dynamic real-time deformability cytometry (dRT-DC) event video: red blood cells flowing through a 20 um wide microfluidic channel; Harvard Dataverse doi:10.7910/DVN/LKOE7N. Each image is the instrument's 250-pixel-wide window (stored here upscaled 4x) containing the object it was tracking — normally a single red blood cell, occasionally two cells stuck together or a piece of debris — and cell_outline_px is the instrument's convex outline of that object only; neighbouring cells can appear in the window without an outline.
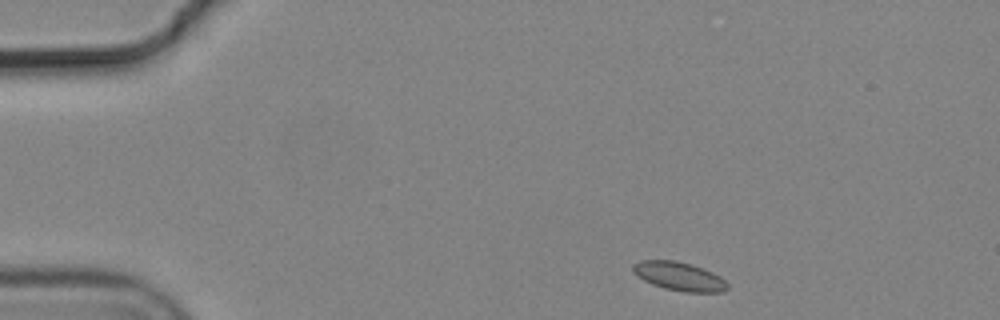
{"species": "common noctule bat (a hibernating species)", "species_latin": "Nyctalus noctula", "temperature_condition": "cold", "stored_images_in_passage": 4, "camera_frame_rate_fps": 3000, "um_per_image_px": 0.085, "animal": {"sex": "male", "body_mass_g": 19.2, "forearm_length_mm": 51.8}, "frame": {"image": 1, "passage_image": 1, "time_ms": 0.0, "image_size_px": [1000, 320], "cell_outline_px": [[728, 288], [724, 292], [684, 292], [664, 288], [652, 284], [636, 276], [632, 272], [632, 264], [640, 260], [676, 260], [712, 272], [720, 276], [728, 284]], "centroid_in_image_um": [57.69, 23.49], "position_along_channel_um": 27.3, "area_um2": 15.78}}
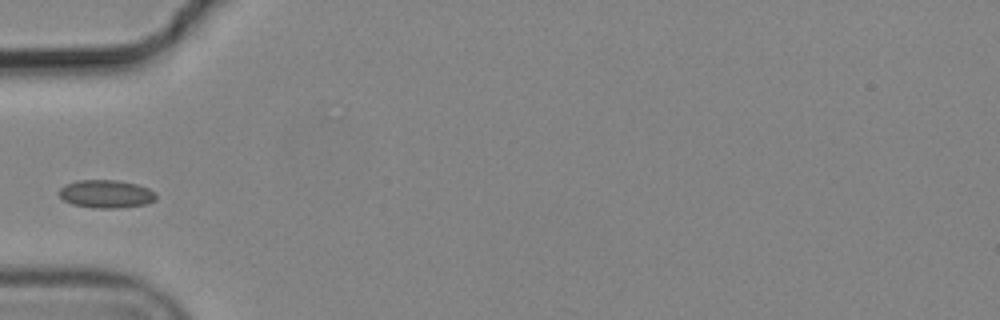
{"frame": {"image": 2, "passage_image": 4, "time_ms": 1.0, "image_size_px": [1000, 320], "cell_outline_px": [[156, 200], [148, 204], [120, 208], [92, 208], [72, 204], [64, 200], [56, 192], [64, 184], [76, 180], [116, 180], [136, 184], [148, 188], [156, 192]], "centroid_in_image_um": [9.01, 16.49], "position_along_channel_um": 76.0, "area_um2": 16.13}}